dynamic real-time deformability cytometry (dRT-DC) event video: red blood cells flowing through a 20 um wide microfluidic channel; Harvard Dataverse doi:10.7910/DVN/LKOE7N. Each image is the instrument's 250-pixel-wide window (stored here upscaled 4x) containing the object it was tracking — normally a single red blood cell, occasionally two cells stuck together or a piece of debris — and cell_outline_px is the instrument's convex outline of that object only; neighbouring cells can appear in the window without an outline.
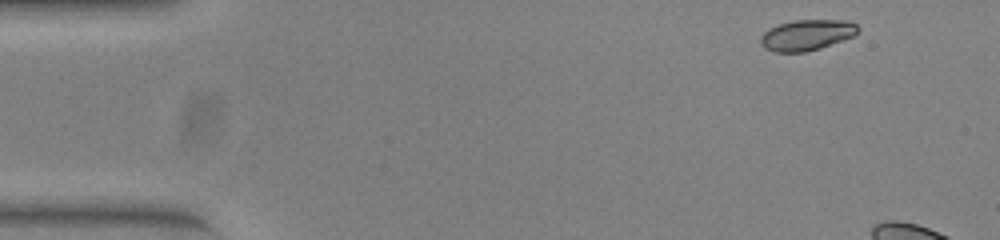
{"species": "common noctule bat (a hibernating species)", "species_latin": "Nyctalus noctula", "temperature_condition": "warm", "stored_images_in_passage": 8, "camera_frame_rate_fps": 3000, "um_per_image_px": 0.085, "animal": {"sex": "female", "body_mass_g": 23.0, "forearm_length_mm": 53.4}, "frame": {"image": 1, "passage_image": 1, "time_ms": 0.0, "image_size_px": [1000, 240], "cell_outline_px": [[860, 28], [852, 36], [820, 48], [804, 52], [772, 52], [764, 48], [760, 44], [760, 36], [768, 28], [780, 24], [796, 20], [844, 20], [856, 24]], "centroid_in_image_um": [68.52, 2.98], "position_along_channel_um": 16.5, "area_um2": 17.34}}